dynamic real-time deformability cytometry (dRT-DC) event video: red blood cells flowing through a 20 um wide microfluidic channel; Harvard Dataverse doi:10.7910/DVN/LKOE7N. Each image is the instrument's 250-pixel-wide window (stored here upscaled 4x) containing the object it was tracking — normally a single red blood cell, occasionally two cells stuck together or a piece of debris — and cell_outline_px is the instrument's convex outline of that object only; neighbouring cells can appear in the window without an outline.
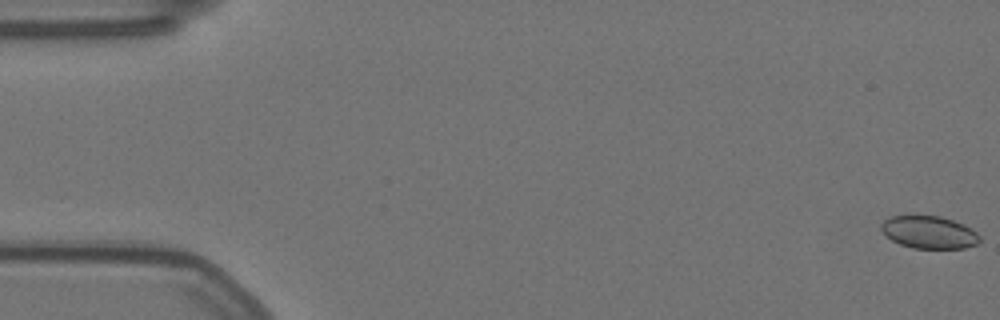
{"species": "Egyptian fruit bat (a non-hibernating species)", "species_latin": "Rousettus aegyptiacus", "temperature_condition": "warm", "stored_images_in_passage": 14, "camera_frame_rate_fps": 3000, "um_per_image_px": 0.085, "animal": {"sex": "female"}, "frame": {"image": 1, "passage_image": 1, "time_ms": 0.0, "image_size_px": [1000, 320], "cell_outline_px": [[980, 240], [976, 244], [964, 248], [912, 248], [900, 244], [892, 240], [880, 228], [880, 224], [884, 220], [892, 216], [912, 212], [940, 216], [964, 224], [972, 228], [980, 236]], "centroid_in_image_um": [78.94, 19.69], "position_along_channel_um": 6.1, "area_um2": 19.25}}